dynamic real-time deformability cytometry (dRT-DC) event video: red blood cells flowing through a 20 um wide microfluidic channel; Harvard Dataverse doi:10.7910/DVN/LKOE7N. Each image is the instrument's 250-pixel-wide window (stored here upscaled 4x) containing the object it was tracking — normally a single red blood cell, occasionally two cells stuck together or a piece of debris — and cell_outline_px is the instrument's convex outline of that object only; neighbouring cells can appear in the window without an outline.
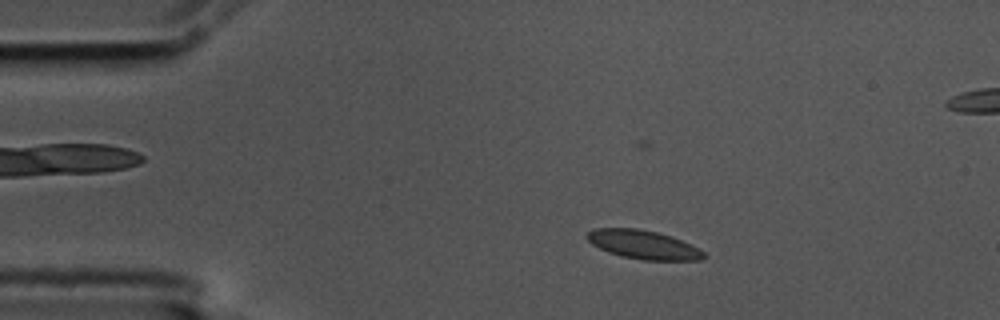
{"species": "common noctule bat (a hibernating species)", "species_latin": "Nyctalus noctula", "temperature_condition": "cold", "stored_images_in_passage": 5, "camera_frame_rate_fps": 3000, "um_per_image_px": 0.085, "animal": {"sex": "male", "body_mass_g": 17.5, "forearm_length_mm": 52.3}, "frame": {"image": 1, "passage_image": 3, "time_ms": 0.667, "image_size_px": [1000, 320], "cell_outline_px": [[708, 256], [700, 260], [644, 260], [620, 256], [608, 252], [592, 244], [584, 236], [592, 228], [636, 228], [656, 232], [672, 236], [700, 248]], "centroid_in_image_um": [54.69, 20.79], "position_along_channel_um": 30.3, "area_um2": 19.71}}